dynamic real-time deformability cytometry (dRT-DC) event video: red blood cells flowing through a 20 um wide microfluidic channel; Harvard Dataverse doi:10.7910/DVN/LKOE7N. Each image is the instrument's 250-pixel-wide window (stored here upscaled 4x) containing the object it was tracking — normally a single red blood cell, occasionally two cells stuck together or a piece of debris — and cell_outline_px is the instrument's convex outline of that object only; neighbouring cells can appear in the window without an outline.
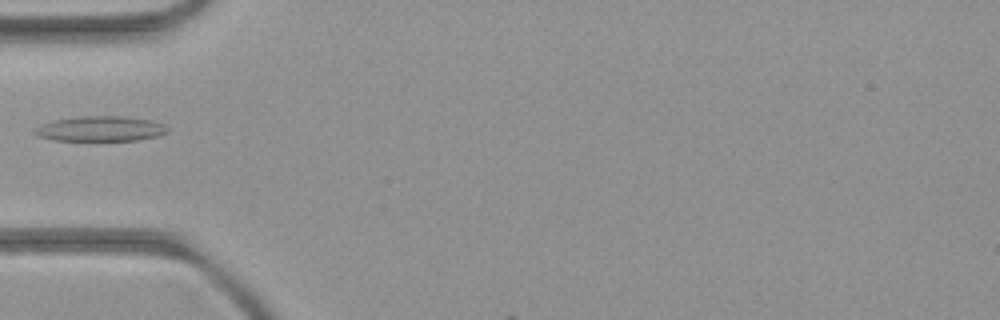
{"species": "common noctule bat (a hibernating species)", "species_latin": "Nyctalus noctula", "temperature_condition": "room temperature", "stored_images_in_passage": 5, "camera_frame_rate_fps": 3000, "um_per_image_px": 0.085, "animal": {"sex": "female", "body_mass_g": 21.9}, "frame": {"image": 1, "passage_image": 5, "time_ms": 4.667, "image_size_px": [1000, 320], "cell_outline_px": [[168, 132], [160, 136], [136, 140], [56, 140], [40, 136], [36, 132], [36, 128], [44, 124], [56, 120], [80, 116], [124, 116], [148, 120], [164, 124], [168, 128]], "centroid_in_image_um": [8.63, 10.94], "position_along_channel_um": 76.4, "area_um2": 19.02}}